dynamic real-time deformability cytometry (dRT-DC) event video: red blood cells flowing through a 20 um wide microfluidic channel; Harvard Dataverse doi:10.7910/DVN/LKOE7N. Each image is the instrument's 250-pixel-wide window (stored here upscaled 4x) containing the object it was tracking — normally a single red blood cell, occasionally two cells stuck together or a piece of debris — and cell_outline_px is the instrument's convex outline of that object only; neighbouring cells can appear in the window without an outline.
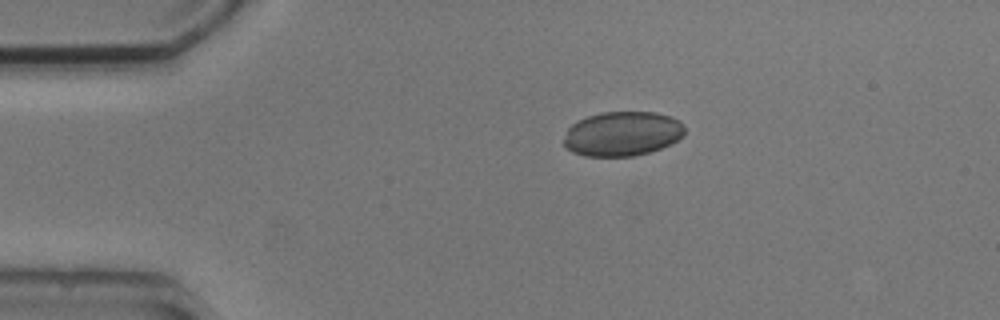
{"species": "common noctule bat (a hibernating species)", "species_latin": "Nyctalus noctula", "temperature_condition": "cold", "stored_images_in_passage": 4, "camera_frame_rate_fps": 3000, "um_per_image_px": 0.085, "animal": {"sex": "male", "body_mass_g": 20.5, "forearm_length_mm": 52.5}, "frame": {"image": 1, "passage_image": 1, "time_ms": 0.0, "image_size_px": [1000, 320], "cell_outline_px": [[684, 136], [660, 148], [648, 152], [632, 156], [584, 156], [572, 152], [564, 144], [564, 140], [568, 128], [572, 124], [588, 116], [604, 112], [656, 112], [680, 120], [684, 124]], "centroid_in_image_um": [52.91, 11.36], "position_along_channel_um": 32.1, "area_um2": 31.15}}